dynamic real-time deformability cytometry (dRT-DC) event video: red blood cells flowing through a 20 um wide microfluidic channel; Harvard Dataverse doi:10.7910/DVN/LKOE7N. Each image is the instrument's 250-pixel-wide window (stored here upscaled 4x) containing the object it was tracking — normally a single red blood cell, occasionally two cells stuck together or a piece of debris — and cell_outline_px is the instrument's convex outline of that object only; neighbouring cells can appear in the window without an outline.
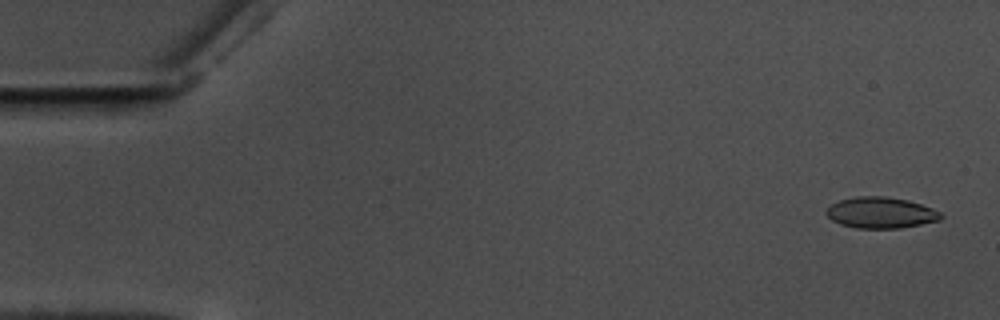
{"species": "common noctule bat (a hibernating species)", "species_latin": "Nyctalus noctula", "temperature_condition": "warm", "stored_images_in_passage": 52, "camera_frame_rate_fps": 3000, "um_per_image_px": 0.085, "animal": {"sex": "male", "body_mass_g": 17.5, "forearm_length_mm": 52.3}, "frame": {"image": 1, "passage_image": 3, "time_ms": 0.667, "image_size_px": [1000, 320], "cell_outline_px": [[944, 216], [940, 220], [900, 228], [856, 228], [840, 224], [832, 220], [824, 212], [832, 204], [840, 200], [856, 196], [884, 196], [908, 200], [932, 208], [940, 212]], "centroid_in_image_um": [74.86, 18.08], "position_along_channel_um": 10.1, "area_um2": 20.69}}
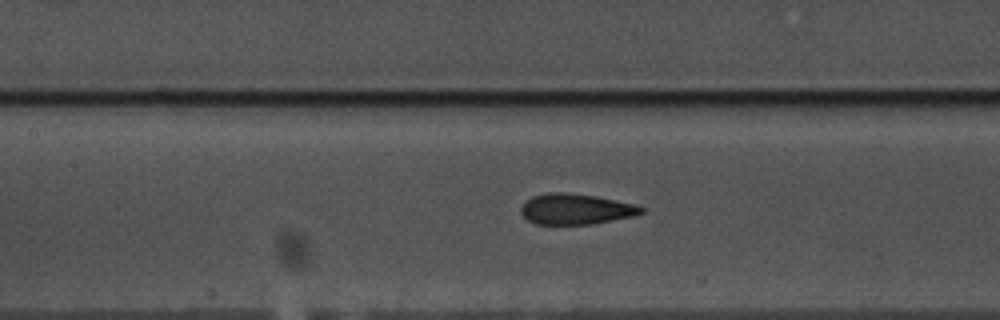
{"frame": {"image": 2, "passage_image": 27, "time_ms": 8.667, "image_size_px": [1000, 320], "cell_outline_px": [[644, 212], [636, 216], [592, 224], [536, 224], [528, 220], [520, 212], [520, 208], [532, 196], [548, 192], [564, 192], [596, 196], [636, 204], [644, 208]], "centroid_in_image_um": [48.97, 17.77], "position_along_channel_um": 158.4, "area_um2": 21.56}}
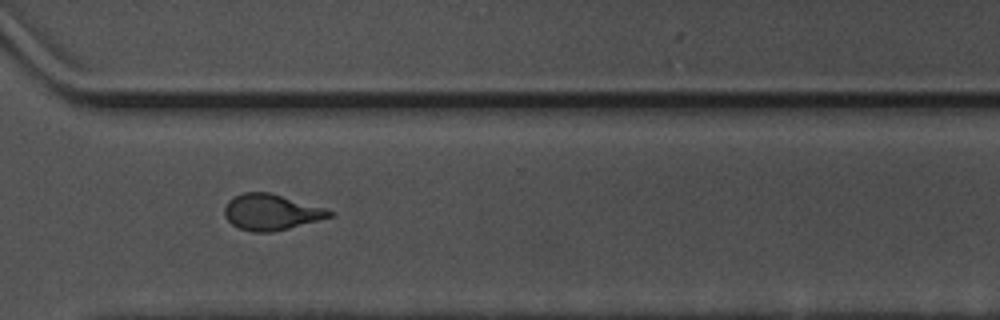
{"frame": {"image": 3, "passage_image": 43, "time_ms": 14.0, "image_size_px": [1000, 320], "cell_outline_px": [[336, 212], [332, 216], [288, 228], [272, 232], [252, 232], [240, 228], [232, 224], [224, 216], [224, 208], [228, 200], [232, 196], [244, 192], [268, 192], [324, 208]], "centroid_in_image_um": [23.0, 18.02], "position_along_channel_um": 347.6, "area_um2": 21.73}}